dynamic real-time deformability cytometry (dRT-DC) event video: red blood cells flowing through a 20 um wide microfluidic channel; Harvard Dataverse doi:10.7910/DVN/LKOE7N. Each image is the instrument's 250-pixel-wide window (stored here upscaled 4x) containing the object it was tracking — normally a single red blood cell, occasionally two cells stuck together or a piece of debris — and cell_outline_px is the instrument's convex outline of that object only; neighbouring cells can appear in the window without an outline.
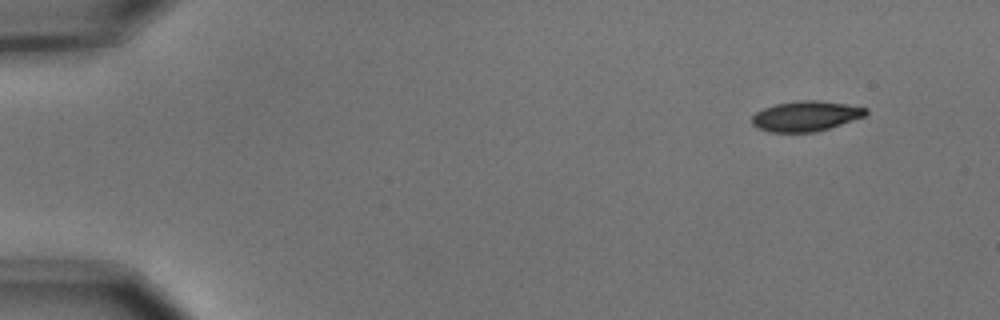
{"species": "common noctule bat (a hibernating species)", "species_latin": "Nyctalus noctula", "temperature_condition": "cold", "stored_images_in_passage": 6, "segment_of_instrument_passage": [2, 2], "camera_frame_rate_fps": 3000, "um_per_image_px": 0.085, "animal": {"sex": "male", "body_mass_g": 15.6}, "frame": {"image": 1, "passage_image": 6, "time_ms": 1.667, "image_size_px": [1000, 320], "cell_outline_px": [[868, 112], [864, 116], [816, 132], [768, 132], [756, 128], [752, 124], [752, 116], [756, 112], [764, 108], [776, 104], [800, 100], [816, 100], [844, 104], [868, 108]], "centroid_in_image_um": [68.45, 9.87], "position_along_channel_um": 16.5, "area_um2": 19.88}}